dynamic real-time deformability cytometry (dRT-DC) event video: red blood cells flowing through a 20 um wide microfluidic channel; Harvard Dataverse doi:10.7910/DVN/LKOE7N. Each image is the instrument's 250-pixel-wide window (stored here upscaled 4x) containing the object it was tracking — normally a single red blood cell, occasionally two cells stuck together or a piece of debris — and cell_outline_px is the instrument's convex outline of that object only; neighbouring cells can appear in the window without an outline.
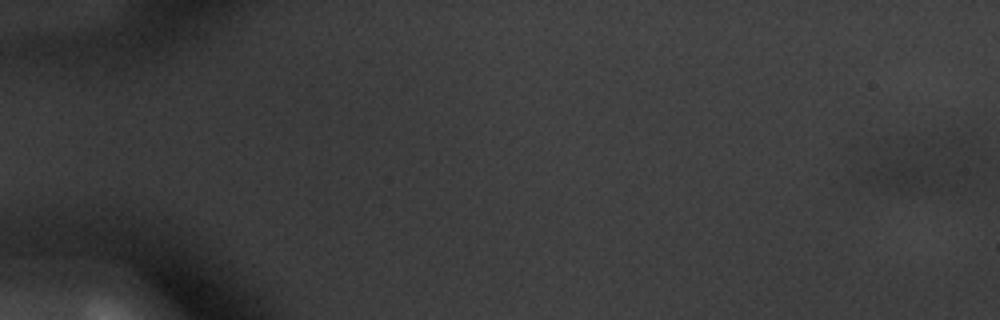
{"species": "common noctule bat (a hibernating species)", "species_latin": "Nyctalus noctula", "temperature_condition": "warm", "stored_images_in_passage": 16, "camera_frame_rate_fps": 3000, "um_per_image_px": 0.085, "animal": {"sex": "male", "body_mass_g": 20.1, "forearm_length_mm": 53.5}, "frame": {"image": 1, "passage_image": 1, "time_ms": 0.0, "image_size_px": [1000, 320], "cell_outline_px": [[984, 160], [972, 192], [896, 188], [860, 180], [864, 172], [868, 168], [888, 156], [932, 144], [948, 140], [968, 140], [972, 144]], "centroid_in_image_um": [79.05, 14.28], "position_along_channel_um": 6.0, "area_um2": 32.43}}
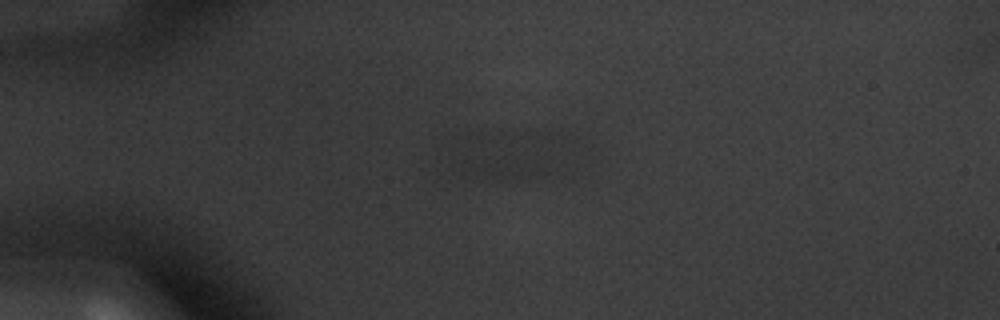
{"frame": {"image": 2, "passage_image": 14, "time_ms": 4.333, "image_size_px": [1000, 320], "cell_outline_px": [[576, 140], [572, 172], [544, 176], [500, 180], [464, 168], [460, 164], [544, 132], [548, 132], [564, 136]], "centroid_in_image_um": [44.86, 13.46], "position_along_channel_um": 40.1, "area_um2": 25.26}}